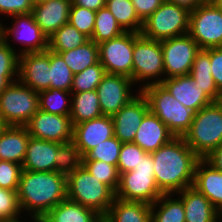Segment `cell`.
I'll return each mask as SVG.
<instances>
[{"mask_svg":"<svg viewBox=\"0 0 222 222\" xmlns=\"http://www.w3.org/2000/svg\"><path fill=\"white\" fill-rule=\"evenodd\" d=\"M30 137L25 126H6L0 135V160L22 165Z\"/></svg>","mask_w":222,"mask_h":222,"instance_id":"25","label":"cell"},{"mask_svg":"<svg viewBox=\"0 0 222 222\" xmlns=\"http://www.w3.org/2000/svg\"><path fill=\"white\" fill-rule=\"evenodd\" d=\"M222 215V172L205 159L197 162L193 185Z\"/></svg>","mask_w":222,"mask_h":222,"instance_id":"22","label":"cell"},{"mask_svg":"<svg viewBox=\"0 0 222 222\" xmlns=\"http://www.w3.org/2000/svg\"><path fill=\"white\" fill-rule=\"evenodd\" d=\"M7 125L0 119V135Z\"/></svg>","mask_w":222,"mask_h":222,"instance_id":"54","label":"cell"},{"mask_svg":"<svg viewBox=\"0 0 222 222\" xmlns=\"http://www.w3.org/2000/svg\"><path fill=\"white\" fill-rule=\"evenodd\" d=\"M82 165L93 177L99 179V181L116 192L119 186L120 177L116 165L97 160H82Z\"/></svg>","mask_w":222,"mask_h":222,"instance_id":"39","label":"cell"},{"mask_svg":"<svg viewBox=\"0 0 222 222\" xmlns=\"http://www.w3.org/2000/svg\"><path fill=\"white\" fill-rule=\"evenodd\" d=\"M58 143L30 137L22 170L50 172L55 171V154Z\"/></svg>","mask_w":222,"mask_h":222,"instance_id":"24","label":"cell"},{"mask_svg":"<svg viewBox=\"0 0 222 222\" xmlns=\"http://www.w3.org/2000/svg\"><path fill=\"white\" fill-rule=\"evenodd\" d=\"M33 5L44 2L45 0H30Z\"/></svg>","mask_w":222,"mask_h":222,"instance_id":"55","label":"cell"},{"mask_svg":"<svg viewBox=\"0 0 222 222\" xmlns=\"http://www.w3.org/2000/svg\"><path fill=\"white\" fill-rule=\"evenodd\" d=\"M167 2H170L172 4H176L178 6H182L189 11L194 10L197 6L204 3L203 0H166Z\"/></svg>","mask_w":222,"mask_h":222,"instance_id":"52","label":"cell"},{"mask_svg":"<svg viewBox=\"0 0 222 222\" xmlns=\"http://www.w3.org/2000/svg\"><path fill=\"white\" fill-rule=\"evenodd\" d=\"M121 146L122 142L113 136L92 148L84 157H82V160L103 161L117 166Z\"/></svg>","mask_w":222,"mask_h":222,"instance_id":"40","label":"cell"},{"mask_svg":"<svg viewBox=\"0 0 222 222\" xmlns=\"http://www.w3.org/2000/svg\"><path fill=\"white\" fill-rule=\"evenodd\" d=\"M154 166L151 153H146L134 170L120 174L115 197L125 201L155 203L164 193L156 183Z\"/></svg>","mask_w":222,"mask_h":222,"instance_id":"7","label":"cell"},{"mask_svg":"<svg viewBox=\"0 0 222 222\" xmlns=\"http://www.w3.org/2000/svg\"><path fill=\"white\" fill-rule=\"evenodd\" d=\"M67 199L91 208L104 217L114 202L115 192L81 165L67 176Z\"/></svg>","mask_w":222,"mask_h":222,"instance_id":"5","label":"cell"},{"mask_svg":"<svg viewBox=\"0 0 222 222\" xmlns=\"http://www.w3.org/2000/svg\"><path fill=\"white\" fill-rule=\"evenodd\" d=\"M21 213L17 191L0 188V222H19Z\"/></svg>","mask_w":222,"mask_h":222,"instance_id":"41","label":"cell"},{"mask_svg":"<svg viewBox=\"0 0 222 222\" xmlns=\"http://www.w3.org/2000/svg\"><path fill=\"white\" fill-rule=\"evenodd\" d=\"M73 5L98 11L105 7L106 0H71Z\"/></svg>","mask_w":222,"mask_h":222,"instance_id":"49","label":"cell"},{"mask_svg":"<svg viewBox=\"0 0 222 222\" xmlns=\"http://www.w3.org/2000/svg\"><path fill=\"white\" fill-rule=\"evenodd\" d=\"M11 20L13 21H11V26L0 24V36L6 42H10L11 38L15 43L18 41L24 45L22 49L18 50L19 55L29 52H42L48 49V37L41 31L31 13L14 15Z\"/></svg>","mask_w":222,"mask_h":222,"instance_id":"12","label":"cell"},{"mask_svg":"<svg viewBox=\"0 0 222 222\" xmlns=\"http://www.w3.org/2000/svg\"><path fill=\"white\" fill-rule=\"evenodd\" d=\"M71 0H45L33 5L32 16L41 31L50 37L61 26L69 23Z\"/></svg>","mask_w":222,"mask_h":222,"instance_id":"20","label":"cell"},{"mask_svg":"<svg viewBox=\"0 0 222 222\" xmlns=\"http://www.w3.org/2000/svg\"><path fill=\"white\" fill-rule=\"evenodd\" d=\"M189 75L201 86L205 94L213 101L218 102L222 93L218 90L211 75L210 48L200 49L196 54Z\"/></svg>","mask_w":222,"mask_h":222,"instance_id":"28","label":"cell"},{"mask_svg":"<svg viewBox=\"0 0 222 222\" xmlns=\"http://www.w3.org/2000/svg\"><path fill=\"white\" fill-rule=\"evenodd\" d=\"M105 7L125 32L141 33L143 21L137 15L131 0H106Z\"/></svg>","mask_w":222,"mask_h":222,"instance_id":"32","label":"cell"},{"mask_svg":"<svg viewBox=\"0 0 222 222\" xmlns=\"http://www.w3.org/2000/svg\"><path fill=\"white\" fill-rule=\"evenodd\" d=\"M19 207L27 217H44L67 199V176L56 171L22 170L17 191Z\"/></svg>","mask_w":222,"mask_h":222,"instance_id":"2","label":"cell"},{"mask_svg":"<svg viewBox=\"0 0 222 222\" xmlns=\"http://www.w3.org/2000/svg\"><path fill=\"white\" fill-rule=\"evenodd\" d=\"M125 31L116 21L113 14L106 8H101L96 11L94 30L90 40L96 44L116 38L122 35Z\"/></svg>","mask_w":222,"mask_h":222,"instance_id":"35","label":"cell"},{"mask_svg":"<svg viewBox=\"0 0 222 222\" xmlns=\"http://www.w3.org/2000/svg\"><path fill=\"white\" fill-rule=\"evenodd\" d=\"M146 152L133 142L122 143L117 169L119 174L134 170Z\"/></svg>","mask_w":222,"mask_h":222,"instance_id":"43","label":"cell"},{"mask_svg":"<svg viewBox=\"0 0 222 222\" xmlns=\"http://www.w3.org/2000/svg\"><path fill=\"white\" fill-rule=\"evenodd\" d=\"M165 0H131L139 18L147 19Z\"/></svg>","mask_w":222,"mask_h":222,"instance_id":"48","label":"cell"},{"mask_svg":"<svg viewBox=\"0 0 222 222\" xmlns=\"http://www.w3.org/2000/svg\"><path fill=\"white\" fill-rule=\"evenodd\" d=\"M189 17L188 9L165 0L143 21L141 34L159 41L188 34Z\"/></svg>","mask_w":222,"mask_h":222,"instance_id":"9","label":"cell"},{"mask_svg":"<svg viewBox=\"0 0 222 222\" xmlns=\"http://www.w3.org/2000/svg\"><path fill=\"white\" fill-rule=\"evenodd\" d=\"M211 75L222 93V47L210 48Z\"/></svg>","mask_w":222,"mask_h":222,"instance_id":"47","label":"cell"},{"mask_svg":"<svg viewBox=\"0 0 222 222\" xmlns=\"http://www.w3.org/2000/svg\"><path fill=\"white\" fill-rule=\"evenodd\" d=\"M58 54L64 59L72 73L77 74L99 61V46L89 40L82 46Z\"/></svg>","mask_w":222,"mask_h":222,"instance_id":"31","label":"cell"},{"mask_svg":"<svg viewBox=\"0 0 222 222\" xmlns=\"http://www.w3.org/2000/svg\"><path fill=\"white\" fill-rule=\"evenodd\" d=\"M39 109L48 113L70 116L72 93L56 88L38 92Z\"/></svg>","mask_w":222,"mask_h":222,"instance_id":"34","label":"cell"},{"mask_svg":"<svg viewBox=\"0 0 222 222\" xmlns=\"http://www.w3.org/2000/svg\"><path fill=\"white\" fill-rule=\"evenodd\" d=\"M33 222H49L45 217H31Z\"/></svg>","mask_w":222,"mask_h":222,"instance_id":"53","label":"cell"},{"mask_svg":"<svg viewBox=\"0 0 222 222\" xmlns=\"http://www.w3.org/2000/svg\"><path fill=\"white\" fill-rule=\"evenodd\" d=\"M38 110V92L19 80L0 94V119L7 126H25Z\"/></svg>","mask_w":222,"mask_h":222,"instance_id":"8","label":"cell"},{"mask_svg":"<svg viewBox=\"0 0 222 222\" xmlns=\"http://www.w3.org/2000/svg\"><path fill=\"white\" fill-rule=\"evenodd\" d=\"M147 98L149 110L175 137H183L190 129L195 112L175 99L161 84H151L140 90Z\"/></svg>","mask_w":222,"mask_h":222,"instance_id":"3","label":"cell"},{"mask_svg":"<svg viewBox=\"0 0 222 222\" xmlns=\"http://www.w3.org/2000/svg\"><path fill=\"white\" fill-rule=\"evenodd\" d=\"M18 48L0 36V73H18Z\"/></svg>","mask_w":222,"mask_h":222,"instance_id":"45","label":"cell"},{"mask_svg":"<svg viewBox=\"0 0 222 222\" xmlns=\"http://www.w3.org/2000/svg\"><path fill=\"white\" fill-rule=\"evenodd\" d=\"M184 205L185 222H219L220 212L194 187L175 193Z\"/></svg>","mask_w":222,"mask_h":222,"instance_id":"23","label":"cell"},{"mask_svg":"<svg viewBox=\"0 0 222 222\" xmlns=\"http://www.w3.org/2000/svg\"><path fill=\"white\" fill-rule=\"evenodd\" d=\"M96 11L71 4L69 23L89 39L94 30Z\"/></svg>","mask_w":222,"mask_h":222,"instance_id":"42","label":"cell"},{"mask_svg":"<svg viewBox=\"0 0 222 222\" xmlns=\"http://www.w3.org/2000/svg\"><path fill=\"white\" fill-rule=\"evenodd\" d=\"M215 169L222 172V144L204 158Z\"/></svg>","mask_w":222,"mask_h":222,"instance_id":"50","label":"cell"},{"mask_svg":"<svg viewBox=\"0 0 222 222\" xmlns=\"http://www.w3.org/2000/svg\"><path fill=\"white\" fill-rule=\"evenodd\" d=\"M188 34L200 49L222 47V8L204 2L190 11Z\"/></svg>","mask_w":222,"mask_h":222,"instance_id":"10","label":"cell"},{"mask_svg":"<svg viewBox=\"0 0 222 222\" xmlns=\"http://www.w3.org/2000/svg\"><path fill=\"white\" fill-rule=\"evenodd\" d=\"M204 2H215L216 0H203Z\"/></svg>","mask_w":222,"mask_h":222,"instance_id":"57","label":"cell"},{"mask_svg":"<svg viewBox=\"0 0 222 222\" xmlns=\"http://www.w3.org/2000/svg\"><path fill=\"white\" fill-rule=\"evenodd\" d=\"M174 137L168 130V127L155 114L149 111L144 116L135 134L133 143L137 144L146 153H152Z\"/></svg>","mask_w":222,"mask_h":222,"instance_id":"21","label":"cell"},{"mask_svg":"<svg viewBox=\"0 0 222 222\" xmlns=\"http://www.w3.org/2000/svg\"><path fill=\"white\" fill-rule=\"evenodd\" d=\"M165 79L189 75L200 48L196 41L185 34L161 40Z\"/></svg>","mask_w":222,"mask_h":222,"instance_id":"11","label":"cell"},{"mask_svg":"<svg viewBox=\"0 0 222 222\" xmlns=\"http://www.w3.org/2000/svg\"><path fill=\"white\" fill-rule=\"evenodd\" d=\"M151 155L155 165L154 177L164 194H175L193 185L200 158L183 137H174Z\"/></svg>","mask_w":222,"mask_h":222,"instance_id":"1","label":"cell"},{"mask_svg":"<svg viewBox=\"0 0 222 222\" xmlns=\"http://www.w3.org/2000/svg\"><path fill=\"white\" fill-rule=\"evenodd\" d=\"M98 46L99 62L107 74L123 75L132 79L133 32H124Z\"/></svg>","mask_w":222,"mask_h":222,"instance_id":"13","label":"cell"},{"mask_svg":"<svg viewBox=\"0 0 222 222\" xmlns=\"http://www.w3.org/2000/svg\"><path fill=\"white\" fill-rule=\"evenodd\" d=\"M215 2L222 8V0H216Z\"/></svg>","mask_w":222,"mask_h":222,"instance_id":"56","label":"cell"},{"mask_svg":"<svg viewBox=\"0 0 222 222\" xmlns=\"http://www.w3.org/2000/svg\"><path fill=\"white\" fill-rule=\"evenodd\" d=\"M82 165V156L73 141L58 143L55 154V171L65 176L70 175Z\"/></svg>","mask_w":222,"mask_h":222,"instance_id":"36","label":"cell"},{"mask_svg":"<svg viewBox=\"0 0 222 222\" xmlns=\"http://www.w3.org/2000/svg\"><path fill=\"white\" fill-rule=\"evenodd\" d=\"M105 75L106 71L98 61L96 64L87 67L84 71L73 75L71 93L96 90Z\"/></svg>","mask_w":222,"mask_h":222,"instance_id":"38","label":"cell"},{"mask_svg":"<svg viewBox=\"0 0 222 222\" xmlns=\"http://www.w3.org/2000/svg\"><path fill=\"white\" fill-rule=\"evenodd\" d=\"M161 84L175 99L195 113L213 103L190 75L166 78Z\"/></svg>","mask_w":222,"mask_h":222,"instance_id":"19","label":"cell"},{"mask_svg":"<svg viewBox=\"0 0 222 222\" xmlns=\"http://www.w3.org/2000/svg\"><path fill=\"white\" fill-rule=\"evenodd\" d=\"M175 194H162L151 204V222H185L182 200Z\"/></svg>","mask_w":222,"mask_h":222,"instance_id":"30","label":"cell"},{"mask_svg":"<svg viewBox=\"0 0 222 222\" xmlns=\"http://www.w3.org/2000/svg\"><path fill=\"white\" fill-rule=\"evenodd\" d=\"M114 136L112 116H101L73 126V142L84 157L92 148Z\"/></svg>","mask_w":222,"mask_h":222,"instance_id":"18","label":"cell"},{"mask_svg":"<svg viewBox=\"0 0 222 222\" xmlns=\"http://www.w3.org/2000/svg\"><path fill=\"white\" fill-rule=\"evenodd\" d=\"M73 75L64 59L58 53L50 51V88L71 92Z\"/></svg>","mask_w":222,"mask_h":222,"instance_id":"37","label":"cell"},{"mask_svg":"<svg viewBox=\"0 0 222 222\" xmlns=\"http://www.w3.org/2000/svg\"><path fill=\"white\" fill-rule=\"evenodd\" d=\"M22 165L0 160V188L18 191Z\"/></svg>","mask_w":222,"mask_h":222,"instance_id":"44","label":"cell"},{"mask_svg":"<svg viewBox=\"0 0 222 222\" xmlns=\"http://www.w3.org/2000/svg\"><path fill=\"white\" fill-rule=\"evenodd\" d=\"M101 116L103 114L96 90L72 93L70 114L72 126Z\"/></svg>","mask_w":222,"mask_h":222,"instance_id":"29","label":"cell"},{"mask_svg":"<svg viewBox=\"0 0 222 222\" xmlns=\"http://www.w3.org/2000/svg\"><path fill=\"white\" fill-rule=\"evenodd\" d=\"M149 111L147 98L140 91L112 116L114 136L122 143L133 142L144 116Z\"/></svg>","mask_w":222,"mask_h":222,"instance_id":"17","label":"cell"},{"mask_svg":"<svg viewBox=\"0 0 222 222\" xmlns=\"http://www.w3.org/2000/svg\"><path fill=\"white\" fill-rule=\"evenodd\" d=\"M18 80V73H0V94L12 83Z\"/></svg>","mask_w":222,"mask_h":222,"instance_id":"51","label":"cell"},{"mask_svg":"<svg viewBox=\"0 0 222 222\" xmlns=\"http://www.w3.org/2000/svg\"><path fill=\"white\" fill-rule=\"evenodd\" d=\"M183 138L200 159L219 147L222 144V103L213 102L195 113Z\"/></svg>","mask_w":222,"mask_h":222,"instance_id":"4","label":"cell"},{"mask_svg":"<svg viewBox=\"0 0 222 222\" xmlns=\"http://www.w3.org/2000/svg\"><path fill=\"white\" fill-rule=\"evenodd\" d=\"M31 137L57 142L73 141V126L70 116H62L38 110L25 125Z\"/></svg>","mask_w":222,"mask_h":222,"instance_id":"15","label":"cell"},{"mask_svg":"<svg viewBox=\"0 0 222 222\" xmlns=\"http://www.w3.org/2000/svg\"><path fill=\"white\" fill-rule=\"evenodd\" d=\"M103 222H151V204L115 197Z\"/></svg>","mask_w":222,"mask_h":222,"instance_id":"26","label":"cell"},{"mask_svg":"<svg viewBox=\"0 0 222 222\" xmlns=\"http://www.w3.org/2000/svg\"><path fill=\"white\" fill-rule=\"evenodd\" d=\"M18 80L36 92L50 89V50L20 54Z\"/></svg>","mask_w":222,"mask_h":222,"instance_id":"16","label":"cell"},{"mask_svg":"<svg viewBox=\"0 0 222 222\" xmlns=\"http://www.w3.org/2000/svg\"><path fill=\"white\" fill-rule=\"evenodd\" d=\"M134 86L137 85L129 77L106 73L96 89L102 114L113 116L136 97L140 90H134Z\"/></svg>","mask_w":222,"mask_h":222,"instance_id":"14","label":"cell"},{"mask_svg":"<svg viewBox=\"0 0 222 222\" xmlns=\"http://www.w3.org/2000/svg\"><path fill=\"white\" fill-rule=\"evenodd\" d=\"M132 58V81L135 85H140L139 90L151 84H159L165 79L161 41L133 32Z\"/></svg>","mask_w":222,"mask_h":222,"instance_id":"6","label":"cell"},{"mask_svg":"<svg viewBox=\"0 0 222 222\" xmlns=\"http://www.w3.org/2000/svg\"><path fill=\"white\" fill-rule=\"evenodd\" d=\"M49 222H103L95 210L65 199L52 208L45 216Z\"/></svg>","mask_w":222,"mask_h":222,"instance_id":"27","label":"cell"},{"mask_svg":"<svg viewBox=\"0 0 222 222\" xmlns=\"http://www.w3.org/2000/svg\"><path fill=\"white\" fill-rule=\"evenodd\" d=\"M33 9V4L30 0H0V15L3 17L22 14H30ZM0 16V18L2 17ZM3 19H0V24Z\"/></svg>","mask_w":222,"mask_h":222,"instance_id":"46","label":"cell"},{"mask_svg":"<svg viewBox=\"0 0 222 222\" xmlns=\"http://www.w3.org/2000/svg\"><path fill=\"white\" fill-rule=\"evenodd\" d=\"M89 40L86 35L79 32L70 23H67L48 37V50L55 53L65 52L82 46Z\"/></svg>","mask_w":222,"mask_h":222,"instance_id":"33","label":"cell"}]
</instances>
